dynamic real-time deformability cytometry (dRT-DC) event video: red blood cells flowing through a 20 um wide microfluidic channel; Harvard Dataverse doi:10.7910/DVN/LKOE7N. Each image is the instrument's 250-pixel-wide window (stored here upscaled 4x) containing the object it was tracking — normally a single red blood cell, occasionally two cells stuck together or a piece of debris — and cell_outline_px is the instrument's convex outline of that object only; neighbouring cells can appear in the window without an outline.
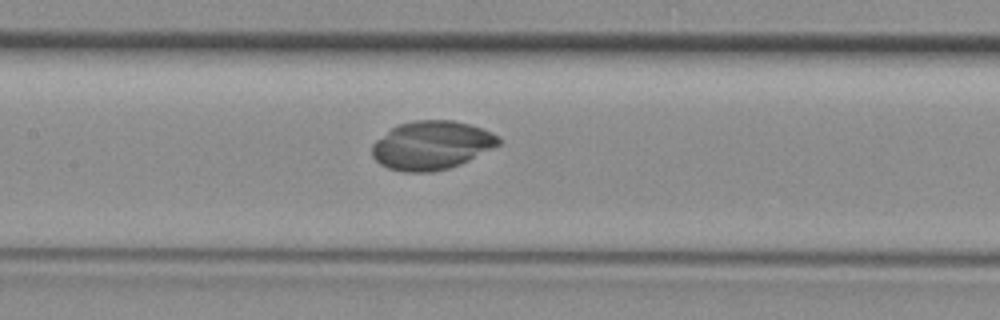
{"species": "common noctule bat (a hibernating species)", "species_latin": "Nyctalus noctula", "temperature_condition": "room temperature", "stored_images_in_passage": 37, "camera_frame_rate_fps": 3000, "um_per_image_px": 0.085, "animal": {"sex": "female", "body_mass_g": 29.2, "forearm_length_mm": 56.3}, "frame": {"image": 1, "passage_image": 14, "time_ms": 4.333, "image_size_px": [1000, 320], "cell_outline_px": [[500, 144], [460, 164], [448, 168], [432, 172], [404, 172], [388, 168], [380, 164], [372, 156], [372, 144], [376, 140], [392, 128], [400, 124], [412, 120], [452, 120], [468, 124], [492, 132], [500, 136]], "centroid_in_image_um": [36.67, 12.35], "position_along_channel_um": 170.7, "area_um2": 35.66}}
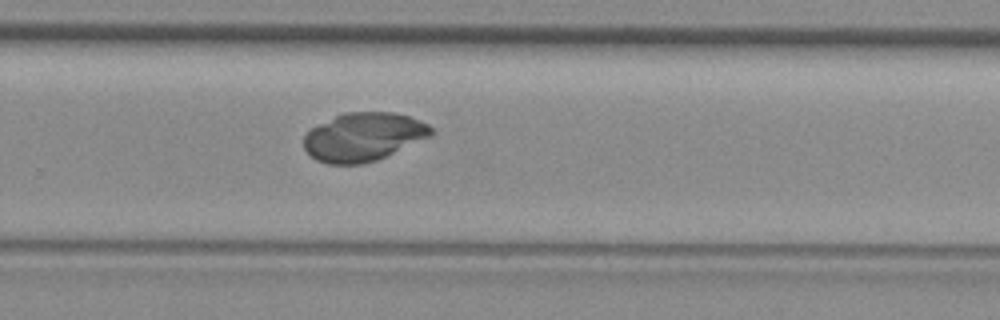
{"frame": {"image": 2, "passage_image": 22, "time_ms": 7.0, "image_size_px": [1000, 320], "cell_outline_px": [[432, 136], [376, 160], [360, 164], [328, 164], [316, 160], [304, 148], [304, 136], [312, 128], [344, 112], [392, 112], [408, 116], [428, 124], [432, 128]], "centroid_in_image_um": [30.9, 11.64], "position_along_channel_um": 298.9, "area_um2": 35.55}}
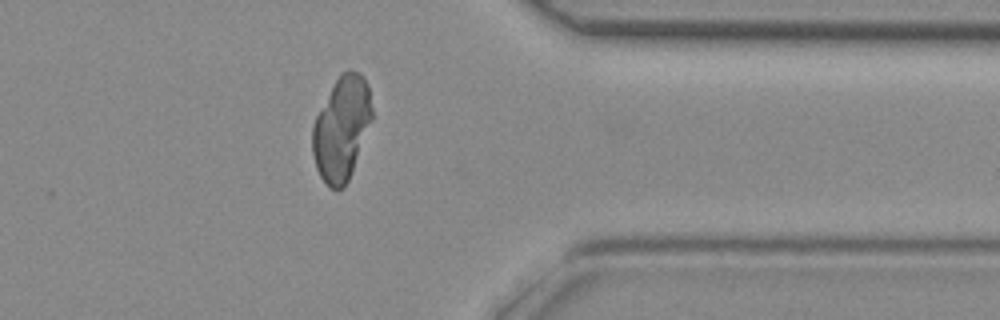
{"frame": {"image": 3, "passage_image": 28, "time_ms": 9.0, "image_size_px": [1000, 320], "cell_outline_px": [[372, 120], [348, 180], [344, 188], [336, 192], [328, 188], [320, 176], [316, 168], [312, 156], [312, 124], [316, 116], [340, 72], [348, 68], [360, 72], [364, 76], [368, 84], [372, 108]], "centroid_in_image_um": [29.03, 10.92], "position_along_channel_um": 382.4, "area_um2": 36.36}}